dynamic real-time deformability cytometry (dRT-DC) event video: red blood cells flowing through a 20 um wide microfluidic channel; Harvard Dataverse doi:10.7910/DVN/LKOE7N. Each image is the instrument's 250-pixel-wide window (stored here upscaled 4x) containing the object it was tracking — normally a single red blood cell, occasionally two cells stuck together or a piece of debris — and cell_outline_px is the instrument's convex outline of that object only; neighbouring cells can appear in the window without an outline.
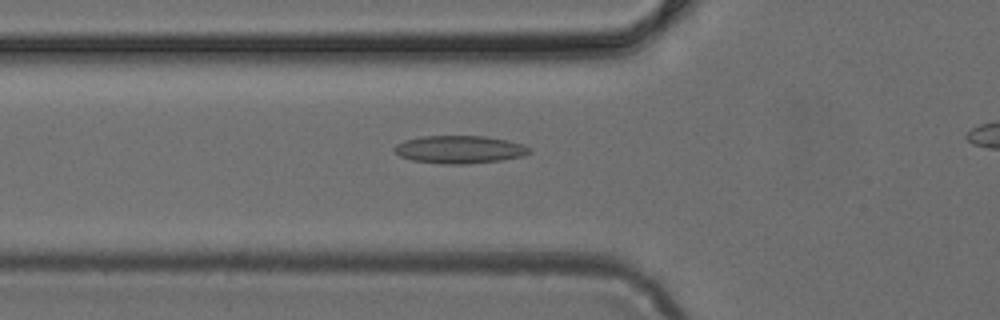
{"species": "common noctule bat (a hibernating species)", "species_latin": "Nyctalus noctula", "temperature_condition": "cold", "stored_images_in_passage": 43, "camera_frame_rate_fps": 3000, "um_per_image_px": 0.085, "animal": {"sex": "female", "body_mass_g": 24.6, "forearm_length_mm": 56.2}, "frame": {"image": 1, "passage_image": 17, "time_ms": 5.333, "image_size_px": [1000, 320], "cell_outline_px": [[532, 152], [524, 156], [500, 160], [468, 164], [440, 164], [412, 160], [400, 156], [392, 148], [396, 144], [404, 140], [420, 136], [484, 136], [508, 140], [524, 144], [532, 148]], "centroid_in_image_um": [39.08, 12.7], "position_along_channel_um": 86.7, "area_um2": 22.14}}
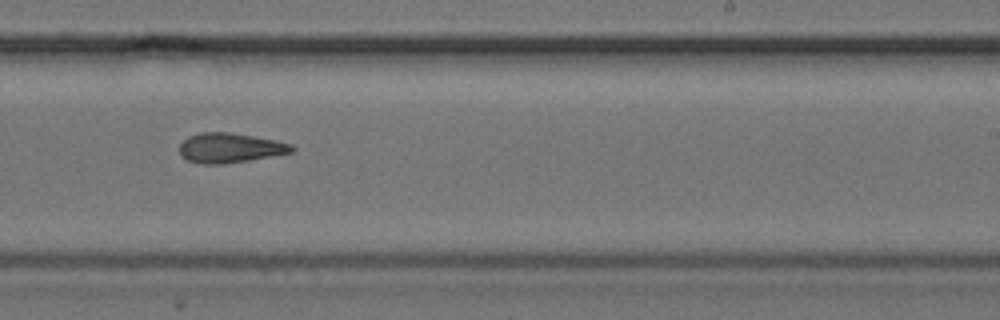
{"frame": {"image": 2, "passage_image": 30, "time_ms": 9.667, "image_size_px": [1000, 320], "cell_outline_px": [[296, 148], [292, 152], [248, 160], [220, 164], [200, 164], [188, 160], [180, 156], [180, 144], [188, 136], [200, 132], [228, 132], [276, 140], [292, 144]], "centroid_in_image_um": [19.53, 12.56], "position_along_channel_um": 269.5, "area_um2": 19.36}}
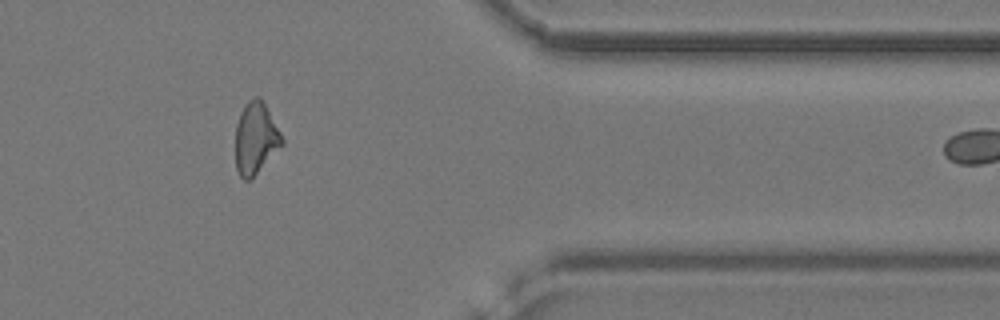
{"frame": {"image": 3, "passage_image": 40, "time_ms": 13.0, "image_size_px": [1000, 320], "cell_outline_px": [[284, 144], [252, 180], [244, 180], [240, 176], [236, 168], [236, 124], [240, 112], [244, 104], [248, 100], [256, 96], [260, 96], [280, 132], [284, 140]], "centroid_in_image_um": [21.73, 11.78], "position_along_channel_um": 389.7, "area_um2": 19.65}}